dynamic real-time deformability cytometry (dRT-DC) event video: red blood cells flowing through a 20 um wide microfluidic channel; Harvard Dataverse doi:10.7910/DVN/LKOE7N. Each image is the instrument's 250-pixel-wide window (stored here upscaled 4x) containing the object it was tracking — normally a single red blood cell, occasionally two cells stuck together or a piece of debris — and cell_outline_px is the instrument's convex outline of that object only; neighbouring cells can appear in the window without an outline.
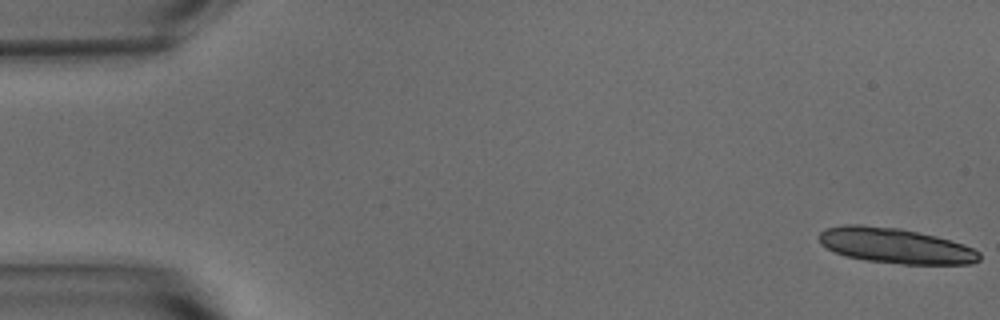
{"species": "common noctule bat (a hibernating species)", "species_latin": "Nyctalus noctula", "temperature_condition": "warm", "stored_images_in_passage": 16, "camera_frame_rate_fps": 3000, "um_per_image_px": 0.085, "animal": {"sex": "male", "body_mass_g": 15.6}, "frame": {"image": 1, "passage_image": 1, "time_ms": 0.0, "image_size_px": [1000, 320], "cell_outline_px": [[980, 260], [972, 264], [904, 264], [864, 260], [844, 256], [820, 244], [816, 236], [824, 228], [844, 224], [864, 224], [900, 228], [936, 236], [964, 244], [980, 252]], "centroid_in_image_um": [76.07, 20.87], "position_along_channel_um": 8.9, "area_um2": 33.35}}